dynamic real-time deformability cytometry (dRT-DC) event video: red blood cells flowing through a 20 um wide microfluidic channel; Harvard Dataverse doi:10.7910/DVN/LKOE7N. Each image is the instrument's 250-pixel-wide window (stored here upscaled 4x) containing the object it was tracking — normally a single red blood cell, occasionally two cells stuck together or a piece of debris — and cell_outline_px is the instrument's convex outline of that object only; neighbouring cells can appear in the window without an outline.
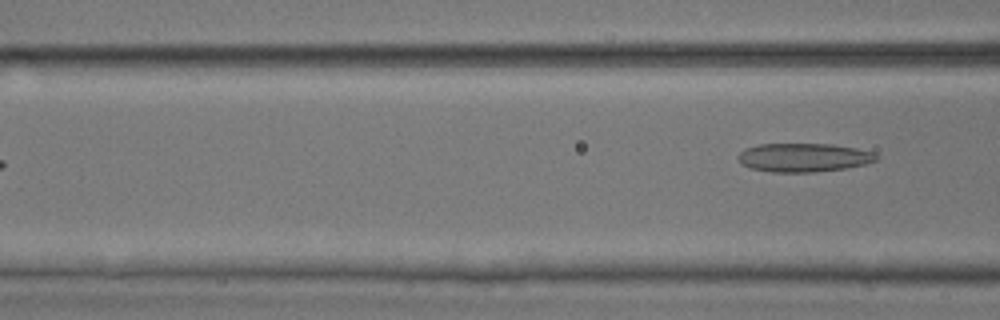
{"species": "common noctule bat (a hibernating species)", "species_latin": "Nyctalus noctula", "temperature_condition": "room temperature", "stored_images_in_passage": 5, "camera_frame_rate_fps": 3000, "um_per_image_px": 0.085, "animal": {"sex": "male", "body_mass_g": 17.9, "forearm_length_mm": 54.2}, "frame": {"image": 1, "passage_image": 5, "time_ms": 1.333, "image_size_px": [1000, 320], "cell_outline_px": [[880, 156], [876, 160], [864, 164], [844, 168], [816, 172], [772, 172], [752, 168], [740, 164], [736, 156], [744, 148], [756, 144], [832, 144], [856, 148], [872, 152]], "centroid_in_image_um": [68.26, 13.38], "position_along_channel_um": 98.3, "area_um2": 23.18}}